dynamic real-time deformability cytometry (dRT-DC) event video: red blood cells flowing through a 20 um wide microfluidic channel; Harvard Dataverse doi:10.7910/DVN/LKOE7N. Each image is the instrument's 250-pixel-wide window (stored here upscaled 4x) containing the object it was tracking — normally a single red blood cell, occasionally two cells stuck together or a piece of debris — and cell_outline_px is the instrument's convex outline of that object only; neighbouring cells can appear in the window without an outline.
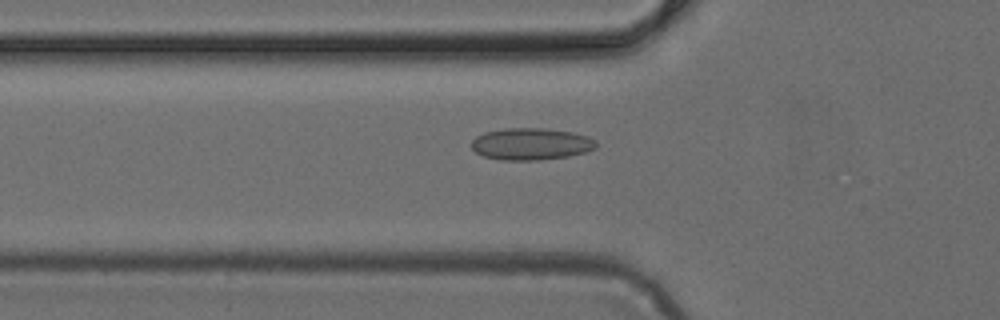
{"species": "common noctule bat (a hibernating species)", "species_latin": "Nyctalus noctula", "temperature_condition": "cold", "stored_images_in_passage": 49, "camera_frame_rate_fps": 3000, "um_per_image_px": 0.085, "animal": {"sex": "female", "body_mass_g": 24.6, "forearm_length_mm": 56.2}, "frame": {"image": 1, "passage_image": 17, "time_ms": 5.333, "image_size_px": [1000, 320], "cell_outline_px": [[596, 148], [584, 152], [568, 156], [540, 160], [500, 160], [484, 156], [476, 152], [472, 148], [472, 140], [476, 136], [484, 132], [504, 128], [544, 128], [572, 132], [588, 136], [596, 140]], "centroid_in_image_um": [45.13, 12.23], "position_along_channel_um": 80.7, "area_um2": 23.24}}
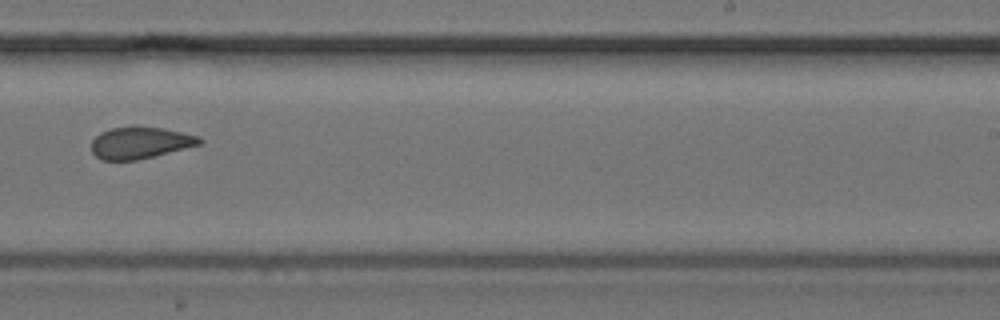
{"frame": {"image": 2, "passage_image": 31, "time_ms": 10.0, "image_size_px": [1000, 320], "cell_outline_px": [[204, 140], [200, 144], [136, 160], [100, 160], [92, 152], [92, 140], [100, 132], [112, 128], [164, 128], [200, 136]], "centroid_in_image_um": [11.91, 12.15], "position_along_channel_um": 277.1, "area_um2": 19.48}}
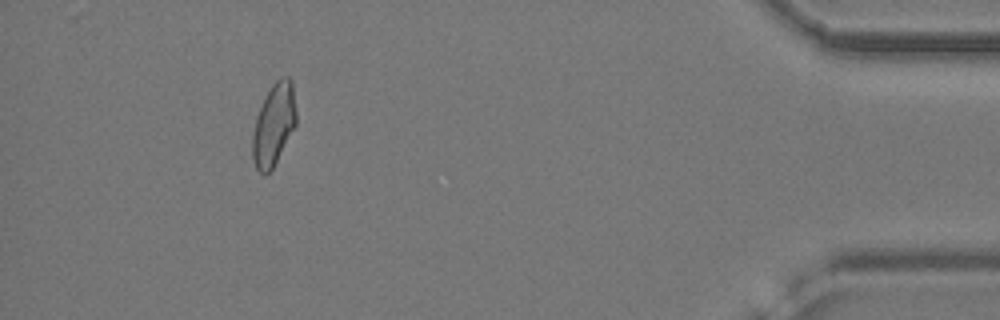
{"frame": {"image": 3, "passage_image": 45, "time_ms": 14.667, "image_size_px": [1000, 320], "cell_outline_px": [[296, 124], [272, 168], [264, 176], [256, 168], [252, 156], [252, 136], [256, 116], [272, 84], [280, 76], [288, 76], [292, 80], [296, 112]], "centroid_in_image_um": [23.27, 10.56], "position_along_channel_um": 411.9, "area_um2": 20.63}}